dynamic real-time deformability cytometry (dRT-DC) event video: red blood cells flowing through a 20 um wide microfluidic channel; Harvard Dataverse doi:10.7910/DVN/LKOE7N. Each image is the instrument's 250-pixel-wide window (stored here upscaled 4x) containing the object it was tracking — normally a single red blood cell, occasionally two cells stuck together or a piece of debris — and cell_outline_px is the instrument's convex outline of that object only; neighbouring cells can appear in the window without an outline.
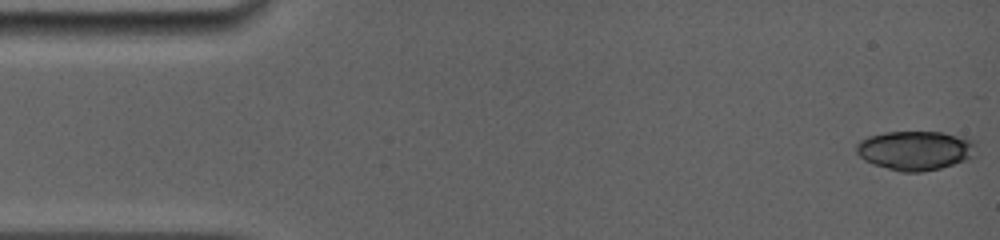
{"species": "common noctule bat (a hibernating species)", "species_latin": "Nyctalus noctula", "temperature_condition": "room temperature", "stored_images_in_passage": 11, "camera_frame_rate_fps": 5000, "um_per_image_px": 0.085, "animal": {"sex": "female", "body_mass_g": 19.0, "forearm_length_mm": 56.7}, "frame": {"image": 1, "passage_image": 1, "time_ms": 0.0, "image_size_px": [1000, 240], "cell_outline_px": [[976, 144], [972, 156], [964, 160], [940, 168], [920, 172], [900, 172], [872, 164], [864, 160], [856, 152], [856, 144], [860, 140], [868, 136], [884, 132], [944, 132], [976, 140]], "centroid_in_image_um": [77.77, 12.78], "position_along_channel_um": 7.2, "area_um2": 27.46}}
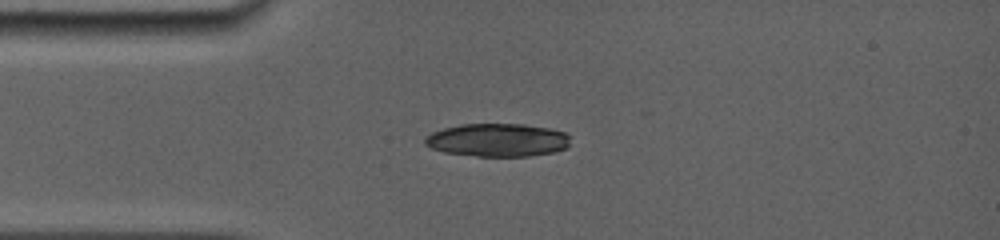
{"frame": {"image": 2, "passage_image": 10, "time_ms": 3.6, "image_size_px": [1000, 240], "cell_outline_px": [[568, 148], [552, 152], [528, 156], [476, 156], [444, 152], [432, 148], [424, 144], [424, 140], [432, 132], [444, 128], [460, 124], [524, 124], [548, 128], [564, 132], [568, 136]], "centroid_in_image_um": [42.28, 11.9], "position_along_channel_um": 42.7, "area_um2": 27.92}}